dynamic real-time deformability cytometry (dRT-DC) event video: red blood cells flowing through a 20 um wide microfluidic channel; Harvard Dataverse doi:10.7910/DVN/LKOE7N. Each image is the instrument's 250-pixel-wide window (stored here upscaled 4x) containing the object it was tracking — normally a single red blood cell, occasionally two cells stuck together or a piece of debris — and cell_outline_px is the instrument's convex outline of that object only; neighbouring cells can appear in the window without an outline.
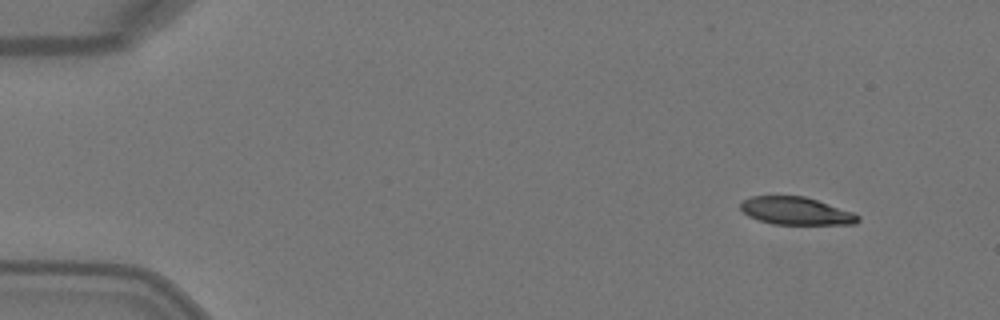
{"species": "Egyptian fruit bat (a non-hibernating species)", "species_latin": "Rousettus aegyptiacus", "temperature_condition": "warm", "stored_images_in_passage": 4, "camera_frame_rate_fps": 3000, "um_per_image_px": 0.085, "animal": {"sex": "female"}, "frame": {"image": 1, "passage_image": 1, "time_ms": 0.0, "image_size_px": [1000, 320], "cell_outline_px": [[860, 220], [856, 224], [772, 224], [748, 216], [740, 208], [740, 204], [744, 200], [752, 196], [804, 196], [852, 212], [860, 216]], "centroid_in_image_um": [67.66, 17.93], "position_along_channel_um": 17.3, "area_um2": 18.73}}
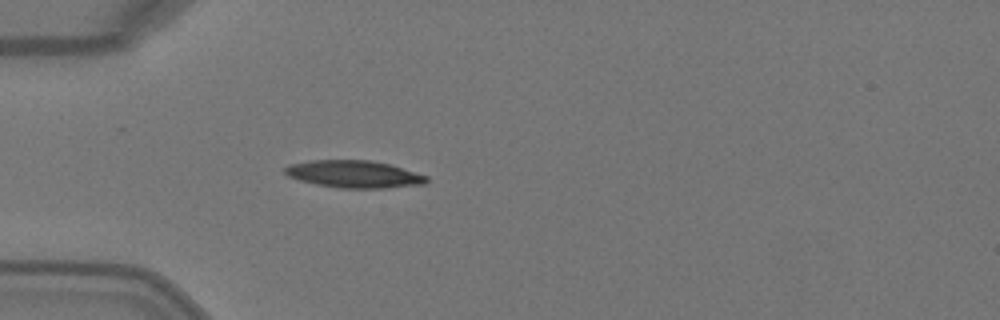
{"frame": {"image": 2, "passage_image": 4, "time_ms": 1.0, "image_size_px": [1000, 320], "cell_outline_px": [[428, 180], [424, 184], [388, 188], [340, 188], [316, 184], [300, 180], [288, 176], [284, 172], [284, 168], [288, 164], [312, 160], [368, 160], [388, 164], [428, 176]], "centroid_in_image_um": [30.07, 14.8], "position_along_channel_um": 54.9, "area_um2": 22.43}}